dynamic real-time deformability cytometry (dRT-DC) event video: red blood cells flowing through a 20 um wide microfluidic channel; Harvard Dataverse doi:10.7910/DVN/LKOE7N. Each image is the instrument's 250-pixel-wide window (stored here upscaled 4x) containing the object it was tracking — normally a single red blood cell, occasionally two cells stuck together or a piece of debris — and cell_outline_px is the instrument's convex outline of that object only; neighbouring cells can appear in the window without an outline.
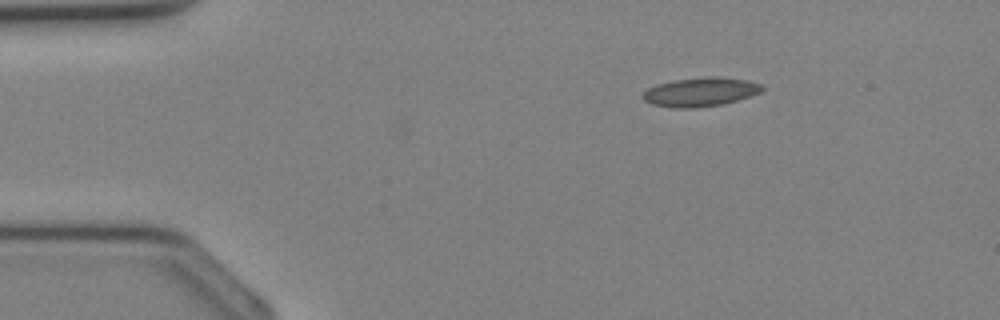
{"species": "Egyptian fruit bat (a non-hibernating species)", "species_latin": "Rousettus aegyptiacus", "temperature_condition": "cold", "stored_images_in_passage": 31, "camera_frame_rate_fps": 3000, "um_per_image_px": 0.085, "animal": {"sex": "female"}, "frame": {"image": 1, "passage_image": 1, "time_ms": 0.0, "image_size_px": [1000, 320], "cell_outline_px": [[764, 92], [724, 104], [692, 108], [676, 108], [652, 104], [644, 100], [640, 96], [648, 88], [656, 84], [672, 80], [712, 76], [748, 80], [764, 84]], "centroid_in_image_um": [59.57, 7.81], "position_along_channel_um": 25.4, "area_um2": 20.35}}
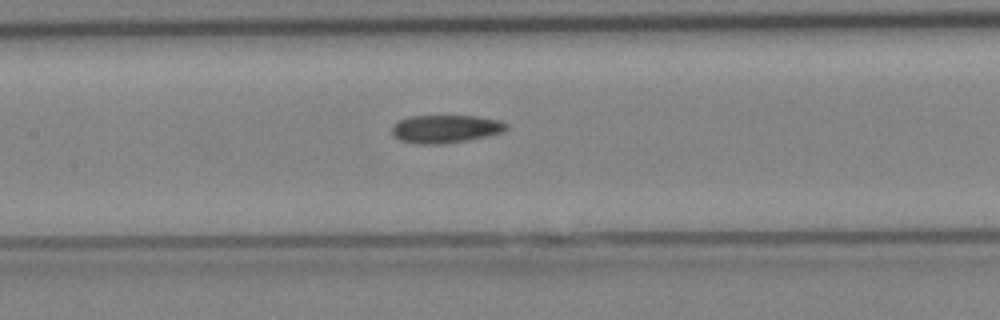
{"frame": {"image": 2, "passage_image": 12, "time_ms": 3.667, "image_size_px": [1000, 320], "cell_outline_px": [[508, 128], [504, 132], [488, 136], [468, 140], [440, 144], [416, 144], [400, 140], [392, 132], [392, 124], [408, 116], [476, 116], [500, 120], [508, 124]], "centroid_in_image_um": [37.89, 10.95], "position_along_channel_um": 169.5, "area_um2": 18.79}}
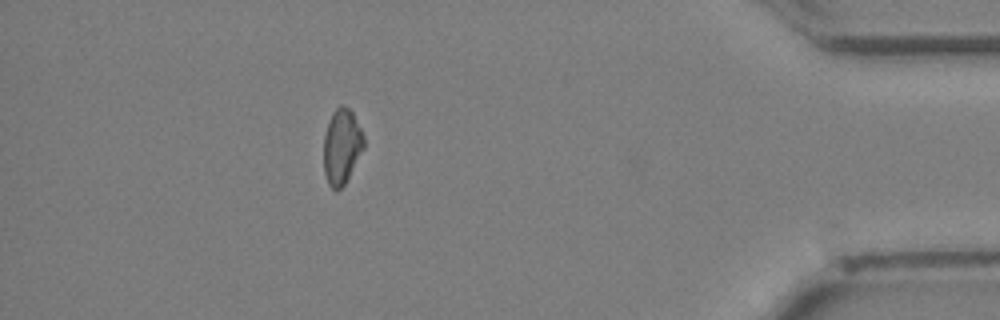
{"frame": {"image": 3, "passage_image": 27, "time_ms": 8.667, "image_size_px": [1000, 320], "cell_outline_px": [[364, 148], [344, 184], [336, 192], [328, 184], [324, 172], [324, 136], [332, 112], [340, 104], [344, 104], [352, 112], [364, 136]], "centroid_in_image_um": [29.04, 12.44], "position_along_channel_um": 406.2, "area_um2": 17.46}}